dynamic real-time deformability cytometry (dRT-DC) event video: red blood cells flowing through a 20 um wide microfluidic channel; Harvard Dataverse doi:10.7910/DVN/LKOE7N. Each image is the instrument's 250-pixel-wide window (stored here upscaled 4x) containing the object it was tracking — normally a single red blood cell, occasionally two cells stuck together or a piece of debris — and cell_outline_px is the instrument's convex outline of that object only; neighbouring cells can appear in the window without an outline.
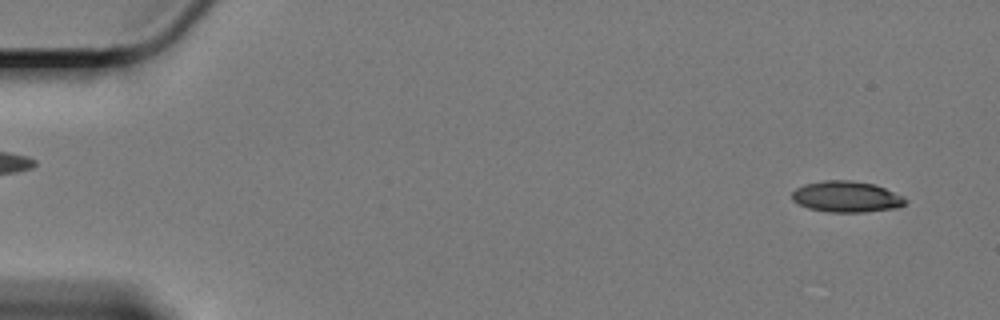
{"species": "Egyptian fruit bat (a non-hibernating species)", "species_latin": "Rousettus aegyptiacus", "temperature_condition": "cold", "stored_images_in_passage": 14, "camera_frame_rate_fps": 3000, "um_per_image_px": 0.085, "animal": {"sex": "female"}, "frame": {"image": 1, "passage_image": 3, "time_ms": 0.667, "image_size_px": [1000, 320], "cell_outline_px": [[908, 200], [904, 204], [896, 208], [864, 212], [828, 212], [808, 208], [792, 200], [792, 192], [796, 188], [804, 184], [824, 180], [848, 180], [872, 184], [884, 188], [904, 196]], "centroid_in_image_um": [71.94, 16.72], "position_along_channel_um": 13.1, "area_um2": 20.46}}